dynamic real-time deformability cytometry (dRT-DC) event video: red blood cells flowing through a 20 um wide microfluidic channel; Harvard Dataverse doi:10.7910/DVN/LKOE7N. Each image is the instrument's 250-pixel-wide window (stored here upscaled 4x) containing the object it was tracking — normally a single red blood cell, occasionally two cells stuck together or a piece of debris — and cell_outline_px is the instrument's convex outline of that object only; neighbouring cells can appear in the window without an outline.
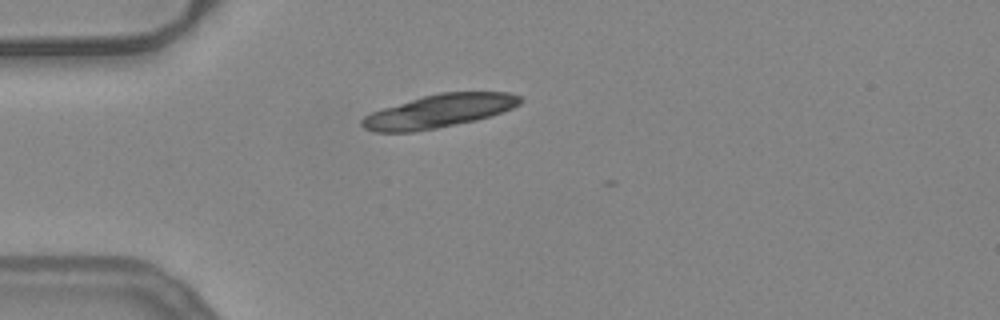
{"species": "common noctule bat (a hibernating species)", "species_latin": "Nyctalus noctula", "temperature_condition": "warm", "stored_images_in_passage": 2, "camera_frame_rate_fps": 3000, "um_per_image_px": 0.085, "animal": {"sex": "female", "body_mass_g": 24.6, "forearm_length_mm": 56.2}, "frame": {"image": 1, "passage_image": 1, "time_ms": 0.0, "image_size_px": [1000, 320], "cell_outline_px": [[524, 100], [520, 104], [512, 108], [476, 120], [436, 128], [412, 132], [376, 132], [364, 128], [360, 124], [360, 120], [364, 116], [372, 112], [384, 108], [424, 96], [440, 92], [508, 92], [520, 96]], "centroid_in_image_um": [37.32, 9.44], "position_along_channel_um": 47.7, "area_um2": 30.29}}